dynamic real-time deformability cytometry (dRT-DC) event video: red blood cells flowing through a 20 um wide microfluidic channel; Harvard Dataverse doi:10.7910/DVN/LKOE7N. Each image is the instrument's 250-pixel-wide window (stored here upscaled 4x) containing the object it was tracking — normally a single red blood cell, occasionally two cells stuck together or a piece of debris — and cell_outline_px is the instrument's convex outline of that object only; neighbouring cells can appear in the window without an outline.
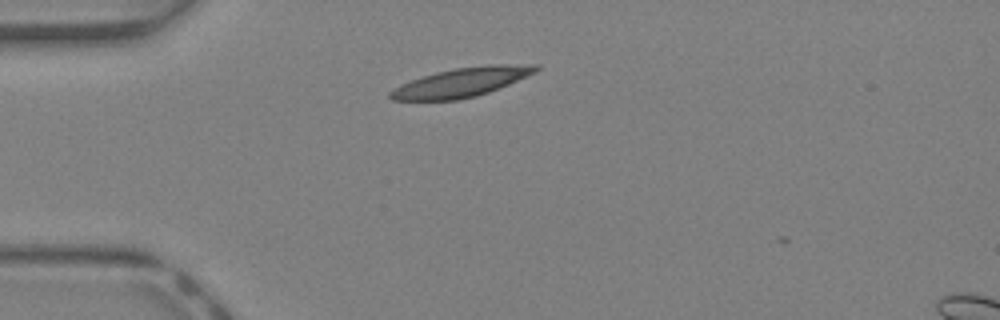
{"species": "Egyptian fruit bat (a non-hibernating species)", "species_latin": "Rousettus aegyptiacus", "temperature_condition": "warm", "stored_images_in_passage": 3, "camera_frame_rate_fps": 3000, "um_per_image_px": 0.085, "animal": {"sex": "female"}, "frame": {"image": 1, "passage_image": 1, "time_ms": 0.0, "image_size_px": [1000, 320], "cell_outline_px": [[540, 68], [536, 72], [500, 88], [476, 96], [456, 100], [392, 100], [388, 96], [388, 92], [400, 84], [436, 72], [456, 68], [488, 64], [540, 64]], "centroid_in_image_um": [39.26, 6.99], "position_along_channel_um": 45.7, "area_um2": 24.68}}